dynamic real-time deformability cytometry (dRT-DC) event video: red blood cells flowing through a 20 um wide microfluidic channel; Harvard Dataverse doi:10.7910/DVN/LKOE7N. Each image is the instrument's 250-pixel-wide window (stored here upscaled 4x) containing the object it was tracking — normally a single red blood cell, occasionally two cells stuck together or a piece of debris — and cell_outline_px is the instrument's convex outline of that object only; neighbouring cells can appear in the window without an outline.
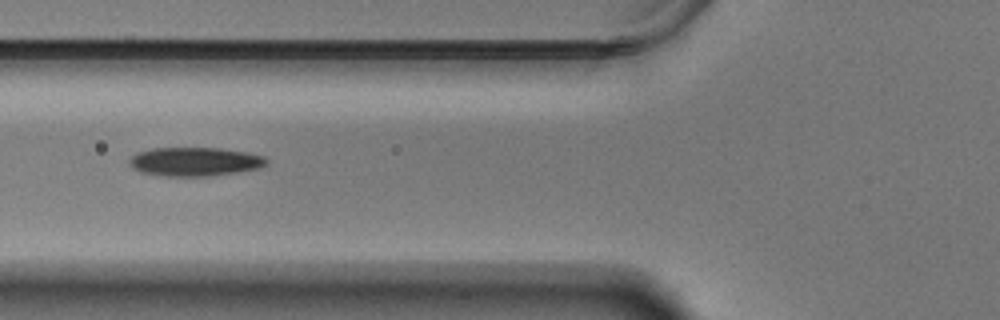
{"species": "Egyptian fruit bat (a non-hibernating species)", "species_latin": "Rousettus aegyptiacus", "temperature_condition": "warm", "stored_images_in_passage": 18, "camera_frame_rate_fps": 3000, "um_per_image_px": 0.085, "animal": {"sex": "male"}, "frame": {"image": 1, "passage_image": 6, "time_ms": 1.667, "image_size_px": [1000, 320], "cell_outline_px": [[268, 164], [260, 168], [212, 176], [164, 176], [140, 172], [128, 164], [128, 160], [136, 152], [152, 148], [220, 148], [248, 152], [264, 156], [268, 160]], "centroid_in_image_um": [16.56, 13.74], "position_along_channel_um": 109.2, "area_um2": 23.24}}